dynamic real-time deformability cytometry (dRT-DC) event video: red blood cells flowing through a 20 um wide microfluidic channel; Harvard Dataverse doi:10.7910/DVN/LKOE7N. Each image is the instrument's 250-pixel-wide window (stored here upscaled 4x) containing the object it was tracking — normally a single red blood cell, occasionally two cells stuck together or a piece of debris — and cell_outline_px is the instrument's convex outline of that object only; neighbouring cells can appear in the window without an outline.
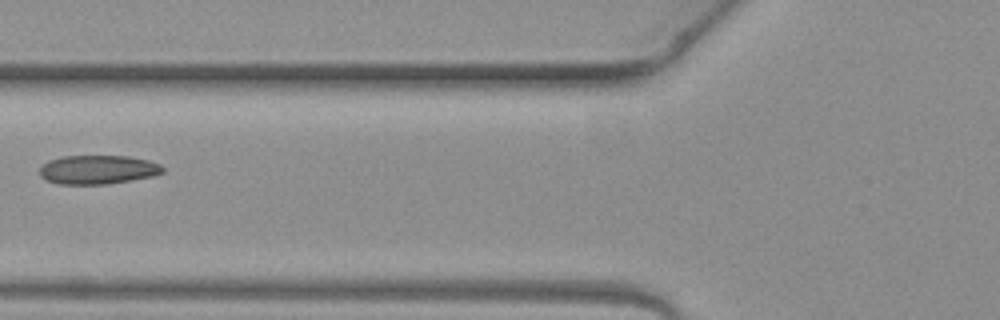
{"species": "common noctule bat (a hibernating species)", "species_latin": "Nyctalus noctula", "temperature_condition": "warm", "stored_images_in_passage": 3, "camera_frame_rate_fps": 3000, "um_per_image_px": 0.085, "animal": {"sex": "female", "body_mass_g": 19.3, "forearm_length_mm": 54.1}, "frame": {"image": 1, "passage_image": 2, "time_ms": 0.333, "image_size_px": [1000, 320], "cell_outline_px": [[164, 172], [152, 176], [108, 184], [60, 184], [48, 180], [40, 176], [40, 168], [48, 160], [64, 156], [128, 156], [148, 160], [160, 164], [164, 168]], "centroid_in_image_um": [8.33, 14.41], "position_along_channel_um": 117.5, "area_um2": 20.63}}
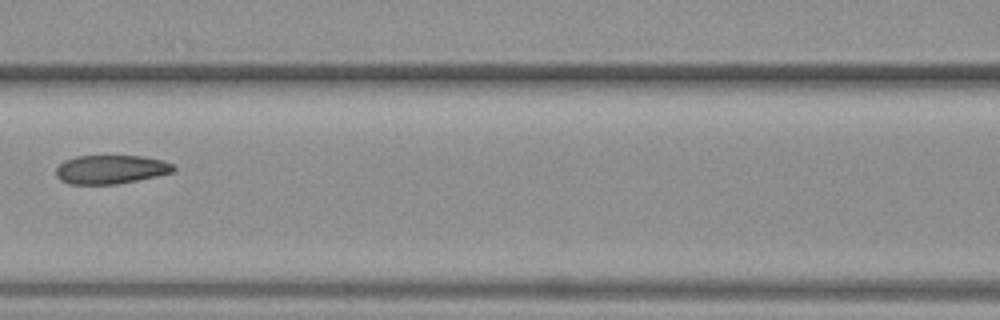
{"frame": {"image": 2, "passage_image": 3, "time_ms": 0.667, "image_size_px": [1000, 320], "cell_outline_px": [[176, 168], [172, 172], [156, 176], [116, 184], [68, 184], [60, 180], [56, 176], [56, 168], [64, 160], [76, 156], [144, 156], [164, 160], [172, 164]], "centroid_in_image_um": [9.4, 14.39], "position_along_channel_um": 157.2, "area_um2": 19.71}}